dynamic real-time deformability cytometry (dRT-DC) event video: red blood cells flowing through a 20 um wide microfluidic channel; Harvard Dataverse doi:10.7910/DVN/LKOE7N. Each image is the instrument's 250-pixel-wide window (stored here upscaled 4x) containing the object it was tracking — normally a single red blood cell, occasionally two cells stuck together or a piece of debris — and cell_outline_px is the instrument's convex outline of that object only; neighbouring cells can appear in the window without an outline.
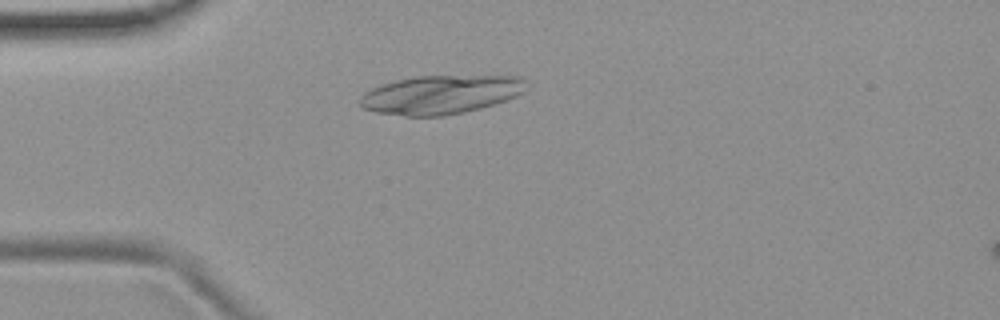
{"species": "common noctule bat (a hibernating species)", "species_latin": "Nyctalus noctula", "temperature_condition": "room temperature", "stored_images_in_passage": 3, "camera_frame_rate_fps": 3000, "um_per_image_px": 0.085, "animal": {"sex": "female", "body_mass_g": 19.9}, "frame": {"image": 1, "passage_image": 3, "time_ms": 3.0, "image_size_px": [1000, 320], "cell_outline_px": [[528, 80], [524, 92], [516, 96], [480, 108], [464, 112], [444, 116], [404, 116], [376, 112], [364, 108], [360, 104], [360, 96], [364, 92], [380, 84], [396, 80], [416, 76], [520, 76]], "centroid_in_image_um": [37.46, 8.04], "position_along_channel_um": 47.5, "area_um2": 37.57}}